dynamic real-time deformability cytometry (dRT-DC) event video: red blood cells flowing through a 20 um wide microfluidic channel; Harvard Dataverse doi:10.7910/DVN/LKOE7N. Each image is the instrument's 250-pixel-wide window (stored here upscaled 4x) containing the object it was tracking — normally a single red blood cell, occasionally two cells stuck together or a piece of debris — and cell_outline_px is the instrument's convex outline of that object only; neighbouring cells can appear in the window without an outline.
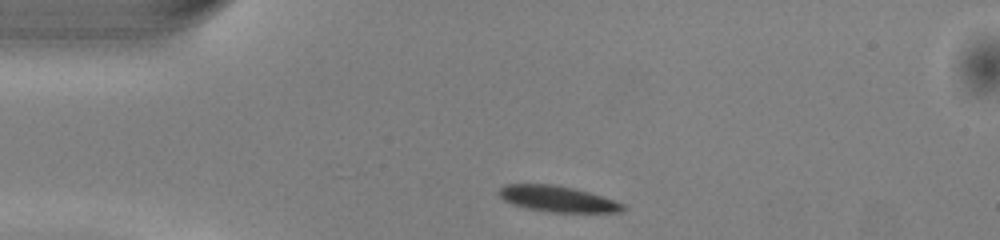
{"species": "common noctule bat (a hibernating species)", "species_latin": "Nyctalus noctula", "temperature_condition": "warm", "stored_images_in_passage": 25, "camera_frame_rate_fps": 3000, "um_per_image_px": 0.085, "animal": {"sex": "male", "body_mass_g": 13.0, "forearm_length_mm": 53.1}, "frame": {"image": 1, "passage_image": 1, "time_ms": 0.0, "image_size_px": [1000, 240], "cell_outline_px": [[624, 208], [620, 212], [552, 212], [524, 208], [512, 204], [504, 200], [496, 192], [504, 184], [556, 184], [588, 192], [624, 204]], "centroid_in_image_um": [47.31, 16.9], "position_along_channel_um": 37.7, "area_um2": 18.61}}
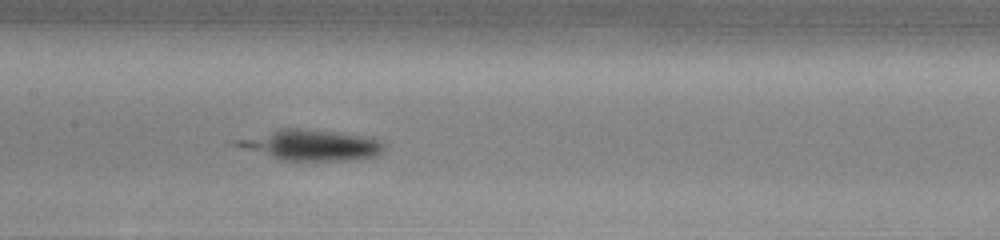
{"frame": {"image": 2, "passage_image": 14, "time_ms": 4.333, "image_size_px": [1000, 240], "cell_outline_px": [[384, 152], [376, 156], [356, 160], [280, 160], [232, 144], [228, 140], [280, 128], [300, 128], [380, 136], [384, 140]], "centroid_in_image_um": [26.51, 12.3], "position_along_channel_um": 180.9, "area_um2": 27.28}}
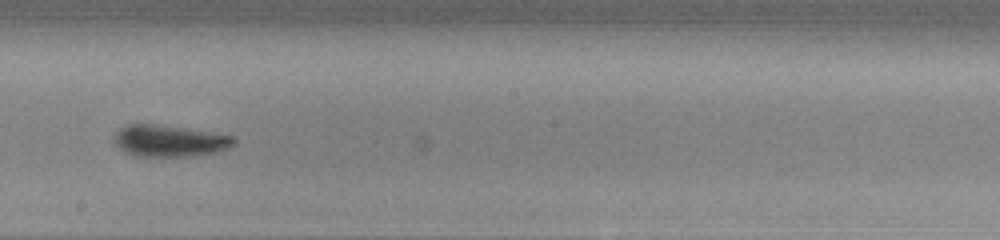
{"frame": {"image": 3, "passage_image": 18, "time_ms": 5.667, "image_size_px": [1000, 240], "cell_outline_px": [[236, 144], [232, 148], [216, 152], [192, 156], [136, 156], [120, 148], [112, 140], [116, 132], [120, 128], [128, 124], [156, 124], [212, 132], [232, 136], [236, 140]], "centroid_in_image_um": [14.44, 11.97], "position_along_channel_um": 233.8, "area_um2": 22.08}}